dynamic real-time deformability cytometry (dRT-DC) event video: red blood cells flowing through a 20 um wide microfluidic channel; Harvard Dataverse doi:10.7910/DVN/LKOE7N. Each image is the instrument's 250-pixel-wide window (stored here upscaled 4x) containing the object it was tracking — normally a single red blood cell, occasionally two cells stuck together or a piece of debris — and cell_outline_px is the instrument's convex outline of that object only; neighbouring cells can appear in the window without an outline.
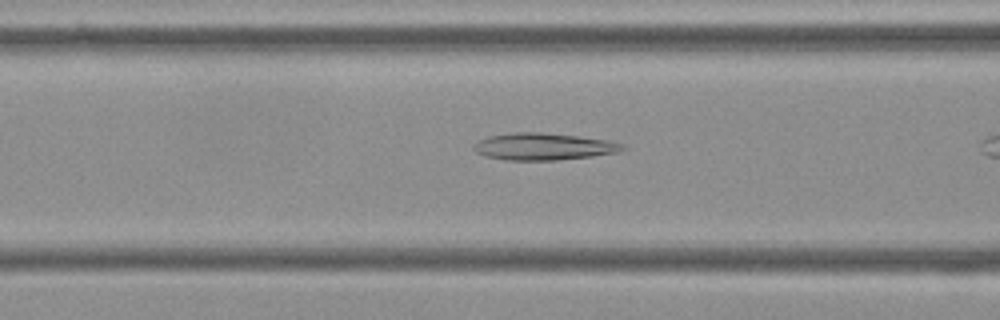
{"species": "Egyptian fruit bat (a non-hibernating species)", "species_latin": "Rousettus aegyptiacus", "temperature_condition": "cold", "stored_images_in_passage": 10, "camera_frame_rate_fps": 3000, "um_per_image_px": 0.085, "frame": {"image": 1, "passage_image": 9, "time_ms": 2.667, "image_size_px": [1000, 320], "cell_outline_px": [[628, 148], [620, 152], [592, 156], [556, 160], [504, 160], [484, 156], [476, 152], [472, 148], [480, 140], [488, 136], [512, 132], [540, 132], [576, 136], [608, 140], [624, 144]], "centroid_in_image_um": [46.22, 12.46], "position_along_channel_um": 120.4, "area_um2": 23.47}}